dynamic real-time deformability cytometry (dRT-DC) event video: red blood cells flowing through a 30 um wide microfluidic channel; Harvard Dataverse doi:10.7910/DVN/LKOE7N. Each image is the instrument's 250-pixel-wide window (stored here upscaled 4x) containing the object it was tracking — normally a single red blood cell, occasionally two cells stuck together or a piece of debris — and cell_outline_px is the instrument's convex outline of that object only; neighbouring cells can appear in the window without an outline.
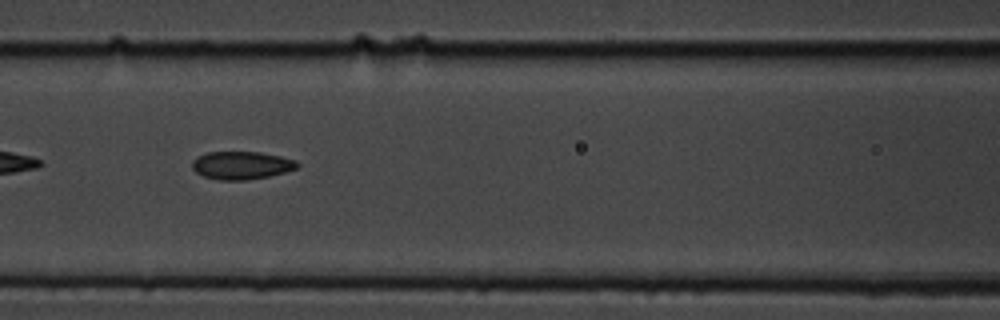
{"species": "common noctule bat (a hibernating species)", "species_latin": "Nyctalus noctula", "temperature_condition": "cold", "stored_images_in_passage": 34, "camera_frame_rate_fps": 3000, "um_per_image_px": 0.085, "animal": {"sex": "male", "body_mass_g": 19.5, "forearm_length_mm": 54.6}, "frame": {"image": 1, "passage_image": 9, "time_ms": 2.667, "image_size_px": [1000, 320], "cell_outline_px": [[300, 164], [296, 168], [284, 172], [268, 176], [244, 180], [220, 180], [204, 176], [196, 172], [192, 168], [192, 160], [196, 156], [208, 152], [260, 152], [280, 156], [296, 160]], "centroid_in_image_um": [20.5, 14.04], "position_along_channel_um": 146.1, "area_um2": 17.05}}
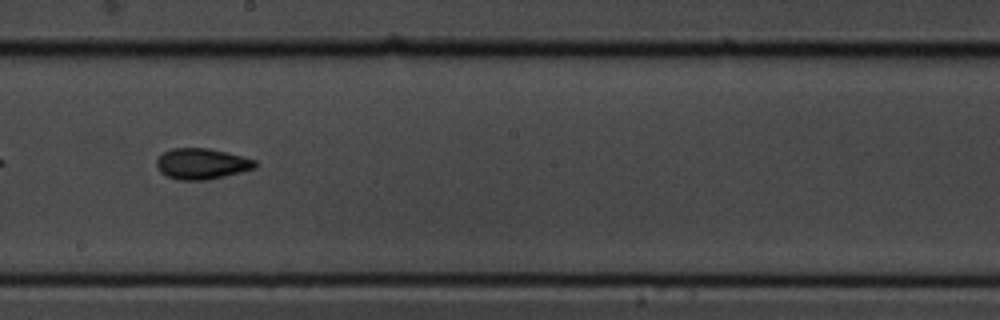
{"frame": {"image": 2, "passage_image": 16, "time_ms": 5.0, "image_size_px": [1000, 320], "cell_outline_px": [[256, 168], [208, 180], [180, 180], [168, 176], [160, 172], [156, 164], [156, 160], [164, 152], [172, 148], [208, 148], [256, 160]], "centroid_in_image_um": [17.13, 13.92], "position_along_channel_um": 231.1, "area_um2": 17.51}}
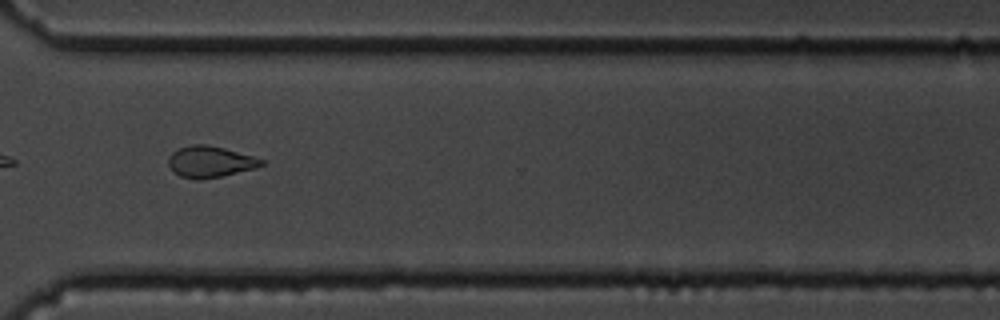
{"frame": {"image": 3, "passage_image": 26, "time_ms": 8.333, "image_size_px": [1000, 320], "cell_outline_px": [[264, 164], [256, 168], [220, 176], [200, 180], [196, 180], [180, 176], [168, 164], [168, 156], [172, 152], [180, 148], [192, 144], [204, 144], [224, 148], [252, 156], [264, 160]], "centroid_in_image_um": [17.85, 13.75], "position_along_channel_um": 352.8, "area_um2": 16.76}, "authors_computed_cell_mechanics": {"area_um2": 17.0799, "velocity_mm_per_s": 3.6561, "shape_relaxation_time_tau1_ms": null, "shape_relaxation_time_tau2_ms": 4.3616, "deformation_change_tau1": null, "deformation_change_tau2": 0.0903}}